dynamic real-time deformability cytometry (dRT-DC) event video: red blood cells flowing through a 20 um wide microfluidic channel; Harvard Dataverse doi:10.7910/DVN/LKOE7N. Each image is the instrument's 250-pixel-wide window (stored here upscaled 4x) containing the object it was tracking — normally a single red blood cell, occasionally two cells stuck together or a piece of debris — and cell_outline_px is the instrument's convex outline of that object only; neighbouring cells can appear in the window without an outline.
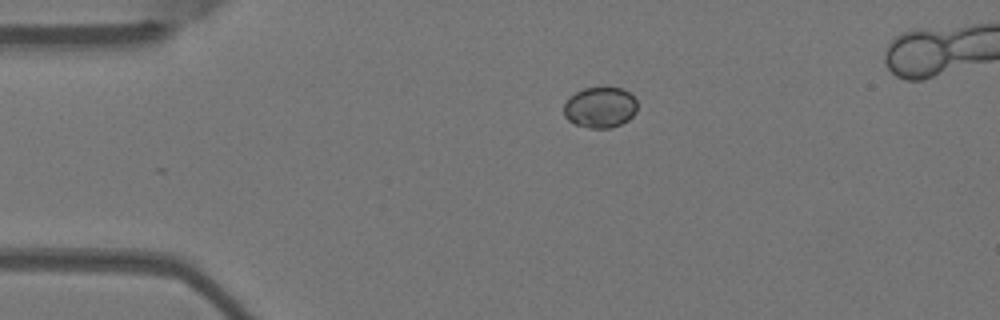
{"species": "Egyptian fruit bat (a non-hibernating species)", "species_latin": "Rousettus aegyptiacus", "temperature_condition": "warm", "stored_images_in_passage": 3, "camera_frame_rate_fps": 3000, "um_per_image_px": 0.085, "animal": {"sex": "female"}, "frame": {"image": 1, "passage_image": 1, "time_ms": 0.0, "image_size_px": [1000, 320], "cell_outline_px": [[636, 112], [628, 120], [612, 128], [592, 128], [576, 124], [568, 120], [564, 116], [564, 104], [576, 92], [584, 88], [620, 88], [628, 92], [636, 100]], "centroid_in_image_um": [51.01, 9.14], "position_along_channel_um": 34.0, "area_um2": 17.22}}